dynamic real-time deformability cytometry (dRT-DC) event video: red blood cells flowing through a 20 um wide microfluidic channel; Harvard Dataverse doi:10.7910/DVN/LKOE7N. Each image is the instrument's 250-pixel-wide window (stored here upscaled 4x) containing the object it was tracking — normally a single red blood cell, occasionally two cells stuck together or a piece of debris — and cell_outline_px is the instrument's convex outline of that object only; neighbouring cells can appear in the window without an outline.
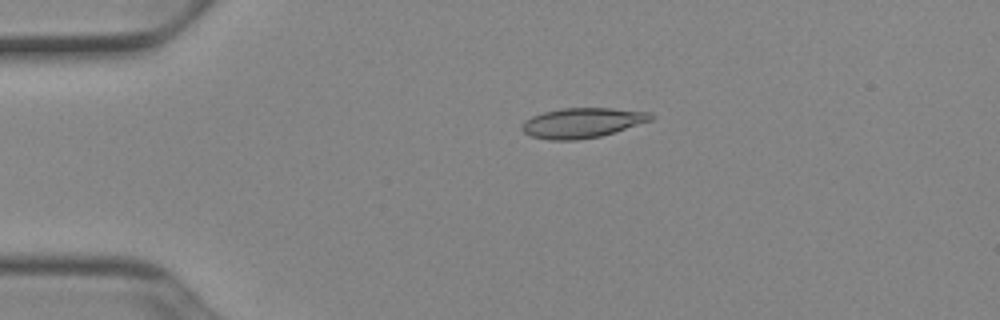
{"species": "Egyptian fruit bat (a non-hibernating species)", "species_latin": "Rousettus aegyptiacus", "temperature_condition": "cold", "stored_images_in_passage": 41, "camera_frame_rate_fps": 3000, "um_per_image_px": 0.085, "animal": {"sex": "female"}, "frame": {"image": 1, "passage_image": 1, "time_ms": 0.0, "image_size_px": [1000, 320], "cell_outline_px": [[652, 120], [600, 136], [576, 140], [548, 140], [532, 136], [524, 132], [520, 128], [524, 120], [532, 116], [544, 112], [560, 108], [612, 108], [652, 112]], "centroid_in_image_um": [49.46, 10.43], "position_along_channel_um": 35.5, "area_um2": 22.43}}
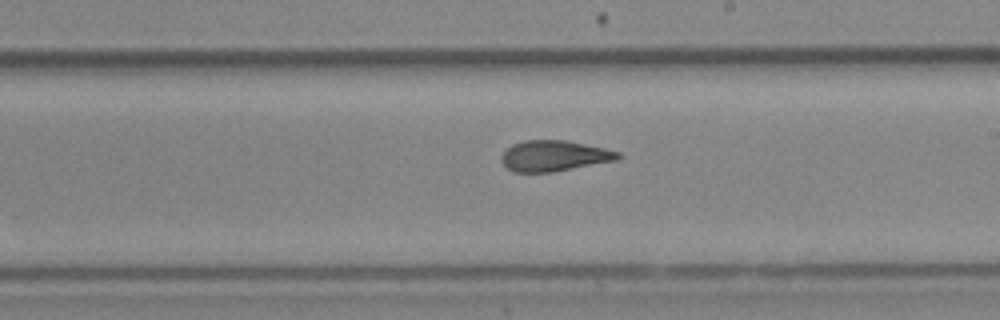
{"frame": {"image": 2, "passage_image": 20, "time_ms": 6.333, "image_size_px": [1000, 320], "cell_outline_px": [[624, 156], [620, 160], [552, 172], [512, 172], [500, 160], [500, 156], [512, 144], [524, 140], [564, 140], [604, 148], [620, 152]], "centroid_in_image_um": [47.14, 13.25], "position_along_channel_um": 241.9, "area_um2": 21.04}}
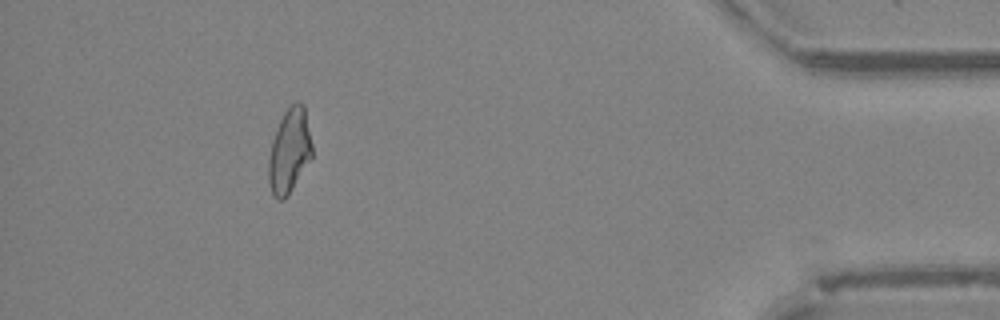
{"frame": {"image": 3, "passage_image": 37, "time_ms": 12.0, "image_size_px": [1000, 320], "cell_outline_px": [[312, 156], [288, 196], [284, 200], [276, 200], [272, 192], [268, 180], [268, 160], [272, 140], [276, 128], [284, 112], [296, 100], [300, 100], [304, 104], [312, 144]], "centroid_in_image_um": [24.59, 12.82], "position_along_channel_um": 410.6, "area_um2": 21.5}, "authors_computed_cell_mechanics": {"area_um2": 21.5594, "velocity_mm_per_s": 3.9218, "shape_relaxation_time_tau1_ms": 8.0262, "shape_relaxation_time_tau2_ms": 2.12, "deformation_change_tau1": 0.2004, "deformation_change_tau2": 0.086}}